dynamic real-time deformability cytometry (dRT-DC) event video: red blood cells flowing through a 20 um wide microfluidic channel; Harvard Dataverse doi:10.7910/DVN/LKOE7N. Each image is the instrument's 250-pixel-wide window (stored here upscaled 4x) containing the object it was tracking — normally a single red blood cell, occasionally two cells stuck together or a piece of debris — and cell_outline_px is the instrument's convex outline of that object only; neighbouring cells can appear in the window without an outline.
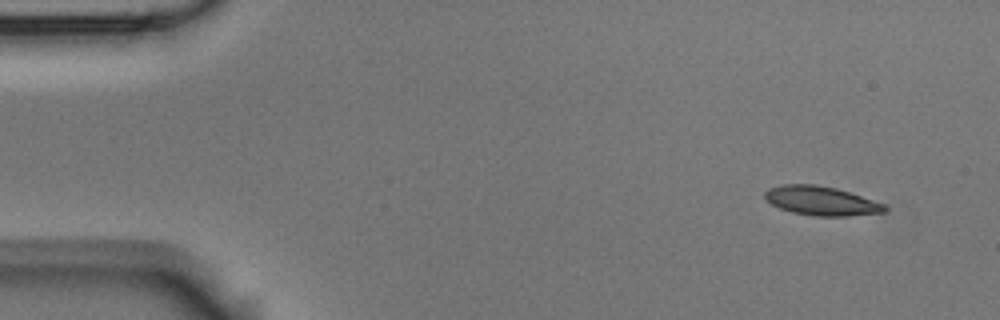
{"species": "Egyptian fruit bat (a non-hibernating species)", "species_latin": "Rousettus aegyptiacus", "temperature_condition": "room temperature", "stored_images_in_passage": 4, "camera_frame_rate_fps": 3000, "um_per_image_px": 0.085, "animal": {"sex": "male"}, "frame": {"image": 1, "passage_image": 1, "time_ms": 0.0, "image_size_px": [1000, 320], "cell_outline_px": [[888, 208], [884, 212], [848, 216], [816, 216], [792, 212], [780, 208], [764, 200], [764, 192], [768, 188], [784, 184], [816, 184], [836, 188], [884, 204]], "centroid_in_image_um": [69.76, 17.07], "position_along_channel_um": 15.2, "area_um2": 20.23}}
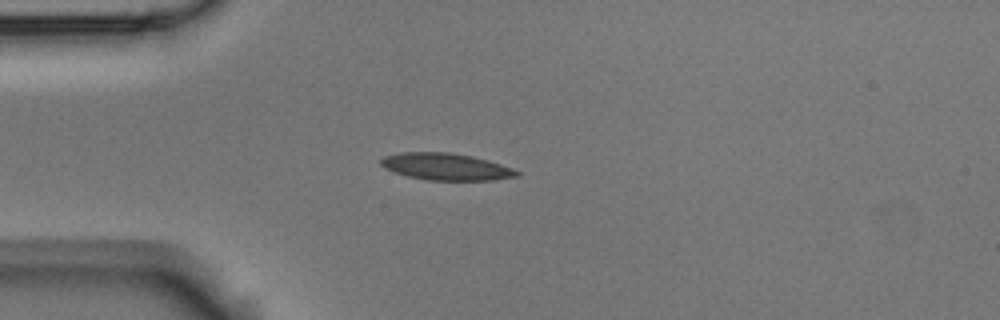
{"frame": {"image": 2, "passage_image": 4, "time_ms": 1.0, "image_size_px": [1000, 320], "cell_outline_px": [[520, 176], [492, 180], [428, 180], [408, 176], [384, 168], [380, 164], [380, 160], [384, 156], [400, 152], [448, 152], [472, 156], [488, 160], [512, 168], [520, 172]], "centroid_in_image_um": [37.91, 14.16], "position_along_channel_um": 47.1, "area_um2": 21.27}}